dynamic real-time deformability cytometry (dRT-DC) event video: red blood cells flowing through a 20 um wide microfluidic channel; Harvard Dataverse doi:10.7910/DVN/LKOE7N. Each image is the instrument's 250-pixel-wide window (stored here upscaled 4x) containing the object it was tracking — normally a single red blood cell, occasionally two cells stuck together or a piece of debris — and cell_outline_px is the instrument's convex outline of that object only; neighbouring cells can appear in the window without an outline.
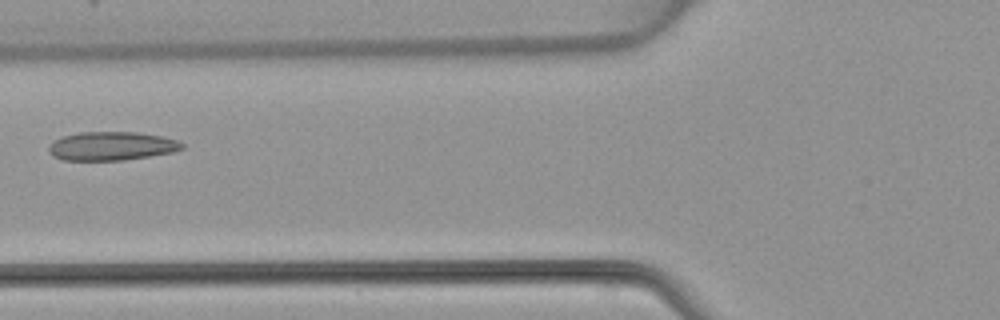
{"species": "common noctule bat (a hibernating species)", "species_latin": "Nyctalus noctula", "temperature_condition": "warm", "stored_images_in_passage": 5, "camera_frame_rate_fps": 3000, "um_per_image_px": 0.085, "animal": {"sex": "female", "body_mass_g": 22.7, "forearm_length_mm": 54.2}, "frame": {"image": 1, "passage_image": 5, "time_ms": 5.333, "image_size_px": [1000, 320], "cell_outline_px": [[184, 148], [172, 152], [124, 160], [64, 160], [52, 156], [48, 152], [48, 144], [52, 140], [64, 136], [80, 132], [136, 132], [160, 136], [176, 140], [184, 144]], "centroid_in_image_um": [9.43, 12.41], "position_along_channel_um": 116.4, "area_um2": 22.25}}